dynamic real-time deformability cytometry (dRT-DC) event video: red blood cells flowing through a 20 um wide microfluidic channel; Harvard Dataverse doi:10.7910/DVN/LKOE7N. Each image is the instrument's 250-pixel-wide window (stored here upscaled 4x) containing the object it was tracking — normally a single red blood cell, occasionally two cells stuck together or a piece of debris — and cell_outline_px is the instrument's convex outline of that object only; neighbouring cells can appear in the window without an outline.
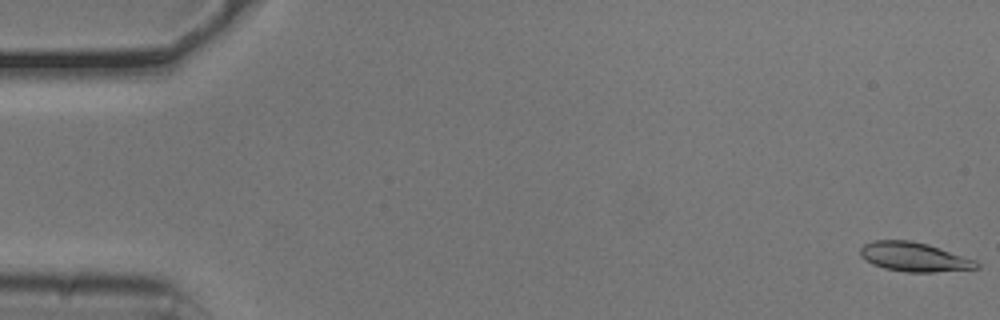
{"species": "common noctule bat (a hibernating species)", "species_latin": "Nyctalus noctula", "temperature_condition": "cold", "stored_images_in_passage": 16, "camera_frame_rate_fps": 3000, "um_per_image_px": 0.085, "animal": {"sex": "male", "body_mass_g": 20.5, "forearm_length_mm": 52.5}, "frame": {"image": 1, "passage_image": 1, "time_ms": 0.0, "image_size_px": [1000, 320], "cell_outline_px": [[980, 268], [936, 272], [904, 272], [884, 268], [872, 264], [864, 260], [860, 256], [860, 248], [864, 244], [872, 240], [912, 240], [928, 244], [976, 260], [980, 264]], "centroid_in_image_um": [77.69, 21.84], "position_along_channel_um": 7.3, "area_um2": 20.0}}
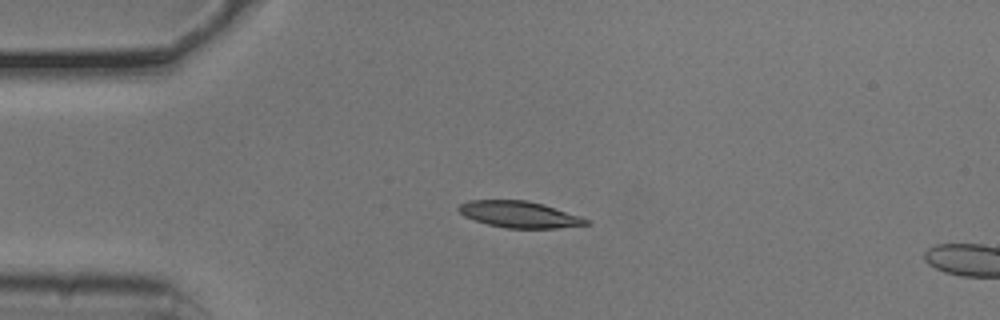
{"frame": {"image": 2, "passage_image": 13, "time_ms": 4.0, "image_size_px": [1000, 320], "cell_outline_px": [[592, 224], [556, 228], [504, 228], [488, 224], [464, 216], [456, 208], [460, 204], [468, 200], [528, 200], [544, 204], [580, 216], [588, 220]], "centroid_in_image_um": [44.15, 18.22], "position_along_channel_um": 40.9, "area_um2": 19.65}}